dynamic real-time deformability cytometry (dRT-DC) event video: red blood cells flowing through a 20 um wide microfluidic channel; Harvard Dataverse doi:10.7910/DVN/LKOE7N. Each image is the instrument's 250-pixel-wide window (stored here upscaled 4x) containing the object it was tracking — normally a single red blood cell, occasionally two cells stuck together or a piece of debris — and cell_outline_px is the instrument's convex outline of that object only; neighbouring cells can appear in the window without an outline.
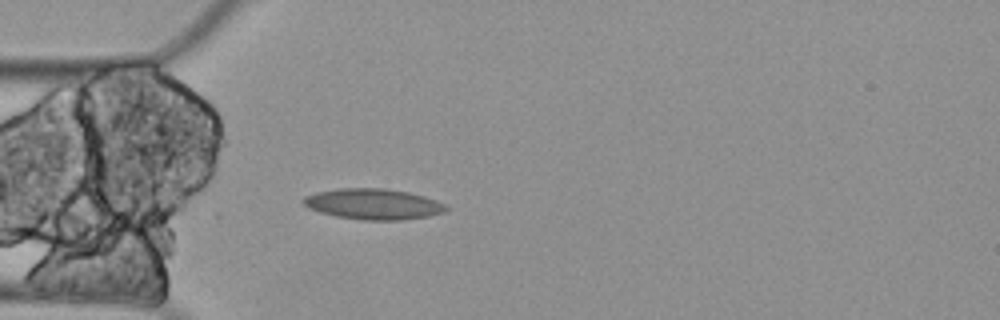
{"species": "Egyptian fruit bat (a non-hibernating species)", "species_latin": "Rousettus aegyptiacus", "temperature_condition": "cold", "stored_images_in_passage": 1, "camera_frame_rate_fps": 3000, "um_per_image_px": 0.085, "animal": {"sex": "female"}, "frame": {"image": 1, "passage_image": 1, "time_ms": 0.0, "image_size_px": [1000, 320], "cell_outline_px": [[448, 208], [444, 212], [428, 216], [404, 220], [364, 220], [336, 216], [320, 212], [308, 208], [300, 200], [304, 196], [316, 192], [336, 188], [384, 188], [408, 192], [424, 196], [436, 200], [444, 204]], "centroid_in_image_um": [31.7, 17.34], "position_along_channel_um": 53.3, "area_um2": 25.66}}